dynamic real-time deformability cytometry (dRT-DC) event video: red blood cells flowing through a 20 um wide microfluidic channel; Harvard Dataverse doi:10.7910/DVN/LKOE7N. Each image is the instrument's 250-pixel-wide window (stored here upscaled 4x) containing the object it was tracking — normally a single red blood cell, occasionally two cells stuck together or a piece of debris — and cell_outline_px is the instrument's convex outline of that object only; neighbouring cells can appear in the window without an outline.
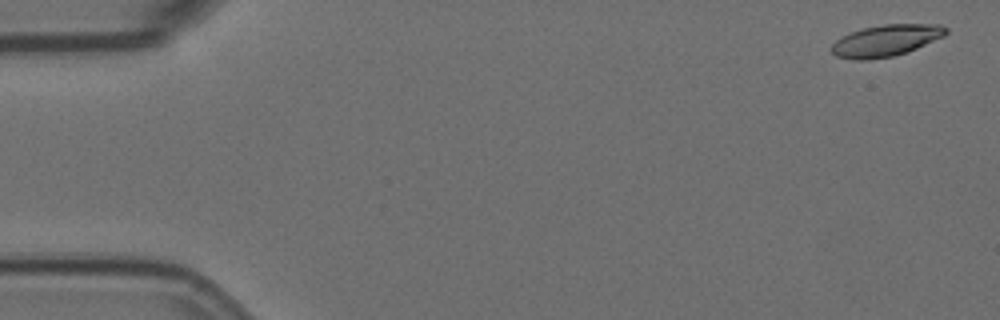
{"species": "Egyptian fruit bat (a non-hibernating species)", "species_latin": "Rousettus aegyptiacus", "temperature_condition": "room temperature", "stored_images_in_passage": 6, "camera_frame_rate_fps": 3000, "um_per_image_px": 0.085, "animal": {"sex": "female"}, "frame": {"image": 1, "passage_image": 1, "time_ms": 0.0, "image_size_px": [1000, 320], "cell_outline_px": [[948, 32], [944, 36], [916, 48], [892, 56], [868, 60], [856, 60], [836, 56], [828, 48], [836, 40], [852, 32], [864, 28], [884, 24], [940, 24], [948, 28]], "centroid_in_image_um": [75.3, 3.44], "position_along_channel_um": 9.7, "area_um2": 20.87}}
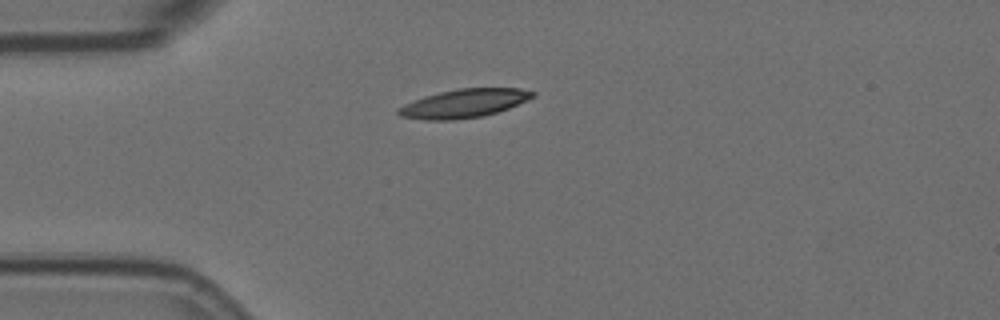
{"frame": {"image": 2, "passage_image": 4, "time_ms": 1.0, "image_size_px": [1000, 320], "cell_outline_px": [[536, 96], [508, 108], [484, 116], [452, 120], [424, 120], [400, 116], [396, 112], [396, 108], [404, 104], [424, 96], [440, 92], [460, 88], [520, 88], [536, 92]], "centroid_in_image_um": [39.42, 8.79], "position_along_channel_um": 45.6, "area_um2": 22.37}}
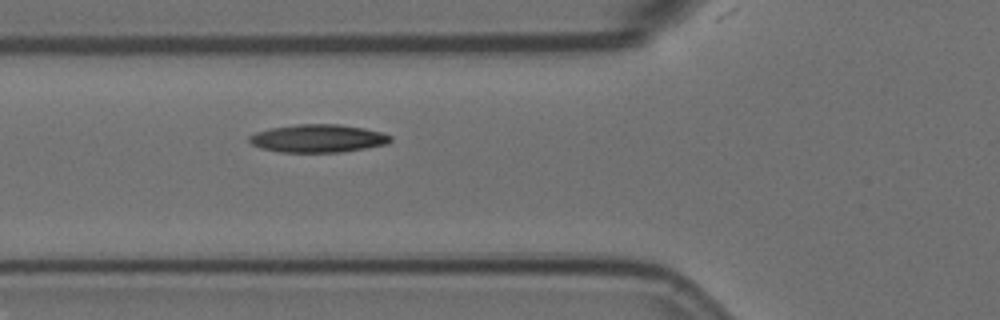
{"frame": {"image": 3, "passage_image": 6, "time_ms": 1.667, "image_size_px": [1000, 320], "cell_outline_px": [[392, 140], [388, 144], [340, 152], [280, 152], [260, 148], [252, 144], [248, 140], [248, 136], [256, 132], [272, 128], [296, 124], [340, 124], [364, 128], [380, 132], [392, 136]], "centroid_in_image_um": [27.02, 11.76], "position_along_channel_um": 98.8, "area_um2": 23.0}}